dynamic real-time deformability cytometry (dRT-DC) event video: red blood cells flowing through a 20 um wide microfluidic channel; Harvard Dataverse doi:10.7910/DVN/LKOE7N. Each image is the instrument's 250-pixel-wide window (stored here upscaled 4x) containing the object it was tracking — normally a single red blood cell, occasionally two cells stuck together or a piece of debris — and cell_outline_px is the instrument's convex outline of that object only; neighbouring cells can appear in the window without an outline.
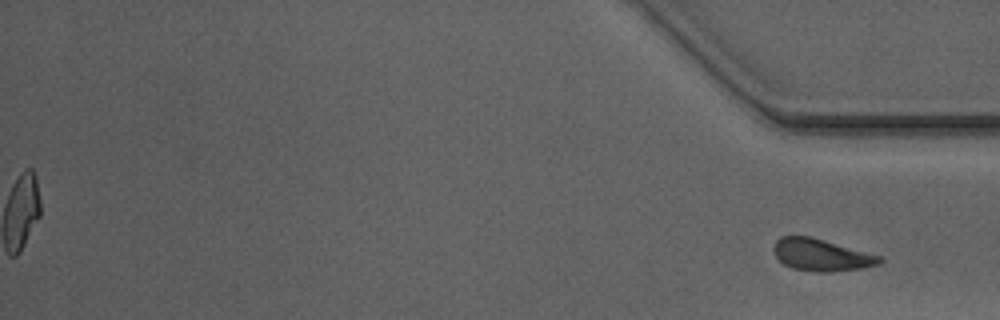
{"species": "Egyptian fruit bat (a non-hibernating species)", "species_latin": "Rousettus aegyptiacus", "temperature_condition": "warm", "stored_images_in_passage": 49, "segment_of_instrument_passage": [2, 2], "camera_frame_rate_fps": 3000, "um_per_image_px": 0.085, "animal": {"sex": "male"}, "frame": {"image": 1, "passage_image": 49, "time_ms": 16.0, "image_size_px": [1000, 320], "cell_outline_px": [[884, 260], [880, 264], [860, 268], [828, 272], [816, 272], [792, 268], [784, 264], [776, 256], [772, 248], [776, 240], [780, 236], [808, 236], [884, 256]], "centroid_in_image_um": [69.83, 21.67], "position_along_channel_um": 365.4, "area_um2": 19.77}}